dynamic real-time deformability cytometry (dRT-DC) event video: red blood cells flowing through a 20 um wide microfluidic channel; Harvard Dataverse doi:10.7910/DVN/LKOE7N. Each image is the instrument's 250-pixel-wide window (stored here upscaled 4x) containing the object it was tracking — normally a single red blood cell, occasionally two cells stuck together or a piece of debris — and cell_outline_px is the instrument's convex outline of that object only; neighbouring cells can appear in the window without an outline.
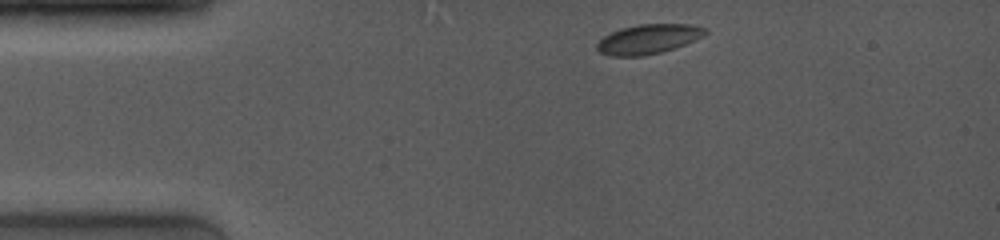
{"species": "common noctule bat (a hibernating species)", "species_latin": "Nyctalus noctula", "temperature_condition": "room temperature", "stored_images_in_passage": 30, "camera_frame_rate_fps": 4000, "um_per_image_px": 0.085, "animal": {"sex": "female", "body_mass_g": 19.0, "forearm_length_mm": 53.3}, "frame": {"image": 1, "passage_image": 1, "time_ms": 0.0, "image_size_px": [1000, 240], "cell_outline_px": [[708, 32], [704, 36], [684, 44], [660, 52], [644, 56], [612, 56], [600, 52], [596, 48], [596, 44], [604, 36], [620, 28], [636, 24], [688, 24], [708, 28]], "centroid_in_image_um": [55.11, 3.31], "position_along_channel_um": 29.9, "area_um2": 18.61}}
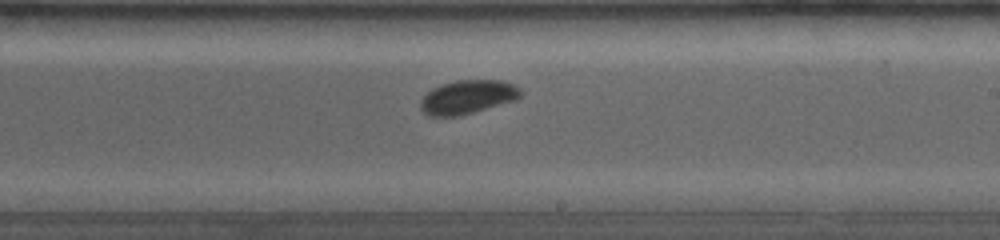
{"frame": {"image": 2, "passage_image": 17, "time_ms": 6.75, "image_size_px": [1000, 240], "cell_outline_px": [[520, 96], [516, 100], [460, 116], [428, 116], [420, 108], [420, 100], [432, 88], [440, 84], [456, 80], [504, 80], [520, 88]], "centroid_in_image_um": [39.73, 8.24], "position_along_channel_um": 249.3, "area_um2": 19.77}}
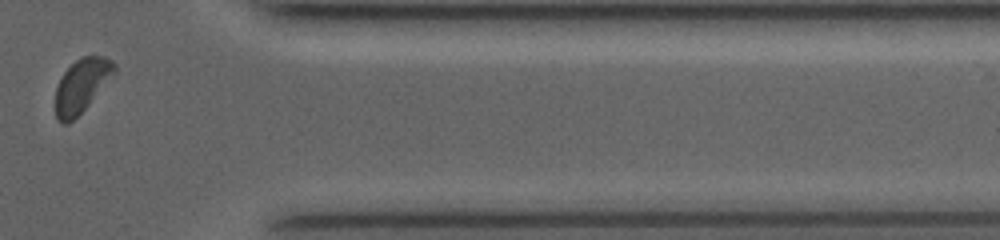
{"frame": {"image": 3, "passage_image": 27, "time_ms": 10.75, "image_size_px": [1000, 240], "cell_outline_px": [[116, 72], [88, 104], [68, 124], [60, 124], [56, 120], [56, 88], [64, 72], [76, 60], [84, 56], [104, 56], [112, 60], [116, 64]], "centroid_in_image_um": [6.94, 7.26], "position_along_channel_um": 404.5, "area_um2": 18.03}, "authors_computed_cell_mechanics": {"area_um2": 19.3052, "velocity_mm_per_s": 4.0502, "shape_relaxation_time_tau1_ms": 1.7145, "shape_relaxation_time_tau2_ms": null, "deformation_change_tau1": 0.0619, "deformation_change_tau2": null}}